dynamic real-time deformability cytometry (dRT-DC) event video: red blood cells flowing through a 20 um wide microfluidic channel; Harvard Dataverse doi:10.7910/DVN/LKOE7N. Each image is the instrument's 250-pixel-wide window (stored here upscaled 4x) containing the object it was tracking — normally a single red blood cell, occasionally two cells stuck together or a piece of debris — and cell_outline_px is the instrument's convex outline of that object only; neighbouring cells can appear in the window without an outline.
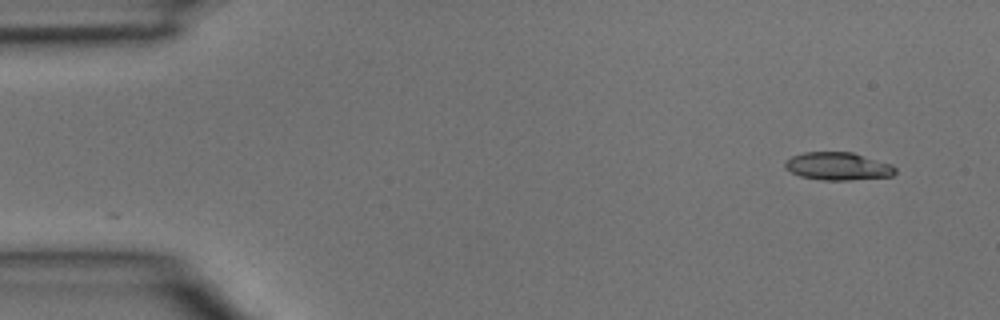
{"species": "common noctule bat (a hibernating species)", "species_latin": "Nyctalus noctula", "temperature_condition": "room temperature", "stored_images_in_passage": 3, "camera_frame_rate_fps": 3000, "um_per_image_px": 0.085, "animal": {"sex": "male", "body_mass_g": 15.6}, "frame": {"image": 1, "passage_image": 1, "time_ms": 0.0, "image_size_px": [1000, 320], "cell_outline_px": [[896, 172], [892, 176], [848, 180], [824, 180], [800, 176], [784, 168], [784, 164], [792, 156], [804, 152], [852, 152], [892, 164], [896, 168]], "centroid_in_image_um": [71.24, 14.13], "position_along_channel_um": 13.8, "area_um2": 17.8}}